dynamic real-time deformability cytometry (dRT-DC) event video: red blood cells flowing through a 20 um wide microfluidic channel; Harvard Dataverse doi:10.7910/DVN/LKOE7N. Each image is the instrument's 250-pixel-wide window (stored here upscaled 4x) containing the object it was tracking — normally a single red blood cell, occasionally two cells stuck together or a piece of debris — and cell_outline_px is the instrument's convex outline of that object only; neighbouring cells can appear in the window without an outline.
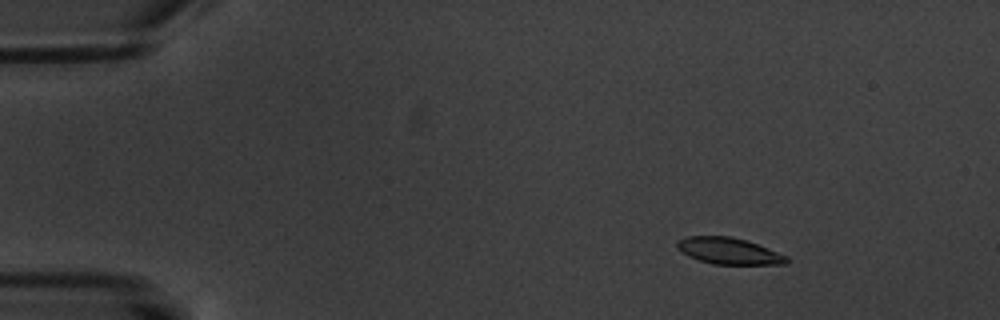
{"species": "common noctule bat (a hibernating species)", "species_latin": "Nyctalus noctula", "temperature_condition": "warm", "stored_images_in_passage": 4, "camera_frame_rate_fps": 3000, "um_per_image_px": 0.085, "animal": {"sex": "male", "body_mass_g": 20.1, "forearm_length_mm": 53.5}, "frame": {"image": 1, "passage_image": 2, "time_ms": 1.0, "image_size_px": [1000, 320], "cell_outline_px": [[788, 260], [784, 264], [712, 264], [688, 256], [680, 252], [676, 248], [676, 240], [688, 236], [728, 236], [748, 240], [788, 256]], "centroid_in_image_um": [61.91, 21.32], "position_along_channel_um": 23.1, "area_um2": 16.99}}